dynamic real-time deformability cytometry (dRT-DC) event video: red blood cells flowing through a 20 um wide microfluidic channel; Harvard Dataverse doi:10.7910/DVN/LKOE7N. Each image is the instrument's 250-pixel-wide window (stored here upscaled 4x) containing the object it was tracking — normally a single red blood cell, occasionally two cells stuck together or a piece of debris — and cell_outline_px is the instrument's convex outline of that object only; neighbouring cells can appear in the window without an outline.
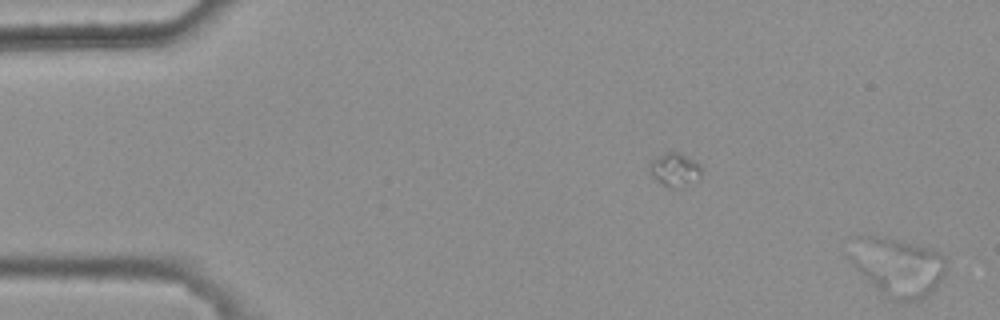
{"species": "common noctule bat (a hibernating species)", "species_latin": "Nyctalus noctula", "temperature_condition": "warm", "stored_images_in_passage": 4, "camera_frame_rate_fps": 3000, "um_per_image_px": 0.085, "animal": {"sex": "female", "body_mass_g": 25.1}, "frame": {"image": 1, "passage_image": 4, "time_ms": 1.0, "image_size_px": [1000, 320], "cell_outline_px": [[948, 272], [936, 288], [932, 292], [920, 300], [888, 300], [852, 264], [848, 256], [856, 236], [880, 236], [928, 248], [944, 256]], "centroid_in_image_um": [76.34, 22.7], "position_along_channel_um": 8.7, "area_um2": 32.71}}